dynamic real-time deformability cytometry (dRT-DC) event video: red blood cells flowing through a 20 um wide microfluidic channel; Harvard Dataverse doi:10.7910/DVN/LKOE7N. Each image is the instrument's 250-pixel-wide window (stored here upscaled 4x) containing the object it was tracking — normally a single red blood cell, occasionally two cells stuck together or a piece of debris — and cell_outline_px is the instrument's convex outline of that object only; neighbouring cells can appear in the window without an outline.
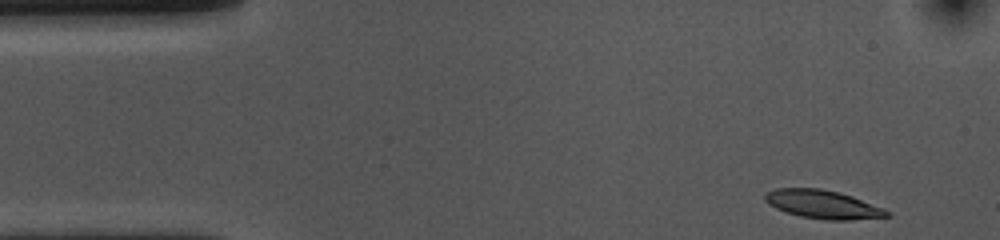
{"species": "common noctule bat (a hibernating species)", "species_latin": "Nyctalus noctula", "temperature_condition": "cold", "stored_images_in_passage": 44, "camera_frame_rate_fps": 3000, "um_per_image_px": 0.085, "animal": {"sex": "female", "body_mass_g": 10.0, "forearm_length_mm": 53.1}, "frame": {"image": 1, "passage_image": 1, "time_ms": 0.0, "image_size_px": [1000, 240], "cell_outline_px": [[892, 216], [852, 220], [824, 220], [800, 216], [776, 208], [768, 204], [764, 200], [764, 192], [776, 188], [820, 188], [840, 192], [852, 196], [884, 208], [892, 212]], "centroid_in_image_um": [69.96, 17.37], "position_along_channel_um": 15.0, "area_um2": 20.46}}
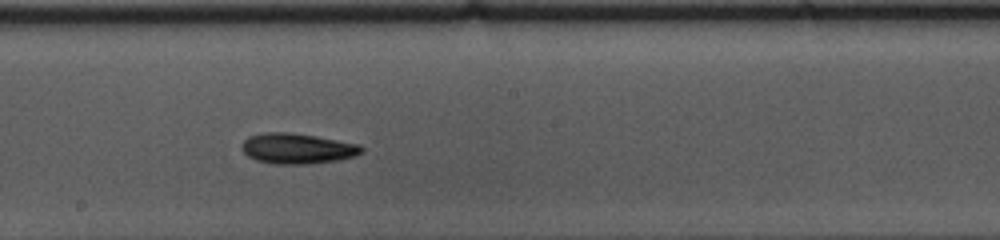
{"frame": {"image": 2, "passage_image": 25, "time_ms": 8.0, "image_size_px": [1000, 240], "cell_outline_px": [[364, 152], [356, 156], [336, 160], [308, 164], [272, 164], [256, 160], [248, 156], [240, 148], [240, 144], [248, 136], [264, 132], [288, 132], [316, 136], [360, 144], [364, 148]], "centroid_in_image_um": [25.26, 12.62], "position_along_channel_um": 222.9, "area_um2": 21.5}}
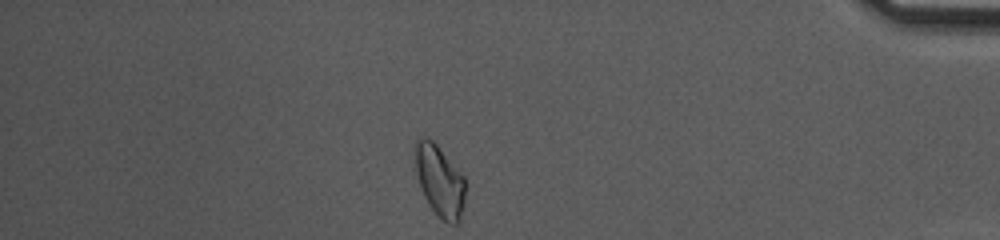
{"frame": {"image": 3, "passage_image": 43, "time_ms": 14.0, "image_size_px": [1000, 240], "cell_outline_px": [[464, 200], [460, 224], [448, 224], [428, 204], [420, 188], [416, 172], [412, 152], [412, 148], [416, 140], [420, 136], [424, 136], [432, 140], [436, 144], [464, 176]], "centroid_in_image_um": [37.32, 15.32], "position_along_channel_um": 397.9, "area_um2": 21.15}, "authors_computed_cell_mechanics": {"area_um2": 20.23, "velocity_mm_per_s": 3.626, "shape_relaxation_time_tau1_ms": 4.8211, "shape_relaxation_time_tau2_ms": 5.0405, "deformation_change_tau1": 0.1285, "deformation_change_tau2": 0.1161}}